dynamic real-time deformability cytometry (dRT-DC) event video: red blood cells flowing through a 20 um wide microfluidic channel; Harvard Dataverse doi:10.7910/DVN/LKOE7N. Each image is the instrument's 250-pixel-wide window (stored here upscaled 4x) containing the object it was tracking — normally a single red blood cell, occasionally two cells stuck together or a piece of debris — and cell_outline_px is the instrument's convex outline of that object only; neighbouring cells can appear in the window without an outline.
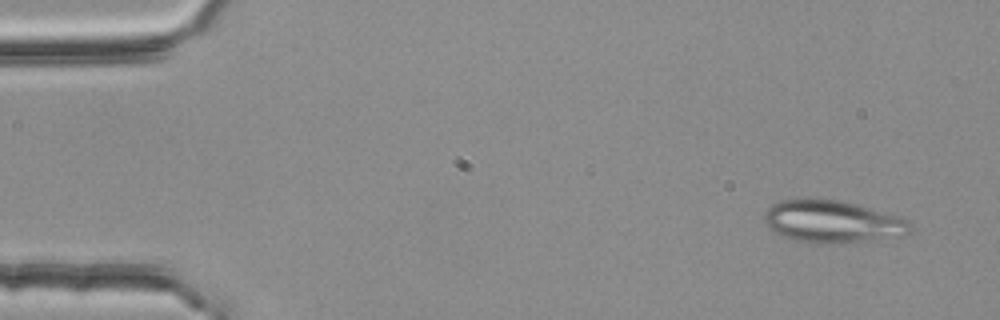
{"species": "common noctule bat (a hibernating species)", "species_latin": "Nyctalus noctula", "temperature_condition": "room temperature", "stored_images_in_passage": 4, "camera_frame_rate_fps": 3000, "um_per_image_px": 0.085, "animal": {"sex": "female", "body_mass_g": 25.1}, "frame": {"image": 1, "passage_image": 1, "time_ms": 0.0, "image_size_px": [1000, 320], "cell_outline_px": [[912, 232], [904, 236], [840, 244], [796, 240], [784, 236], [768, 228], [764, 224], [764, 212], [772, 204], [780, 200], [800, 196], [840, 200], [904, 216], [912, 224]], "centroid_in_image_um": [70.79, 18.8], "position_along_channel_um": 14.2, "area_um2": 36.99}}